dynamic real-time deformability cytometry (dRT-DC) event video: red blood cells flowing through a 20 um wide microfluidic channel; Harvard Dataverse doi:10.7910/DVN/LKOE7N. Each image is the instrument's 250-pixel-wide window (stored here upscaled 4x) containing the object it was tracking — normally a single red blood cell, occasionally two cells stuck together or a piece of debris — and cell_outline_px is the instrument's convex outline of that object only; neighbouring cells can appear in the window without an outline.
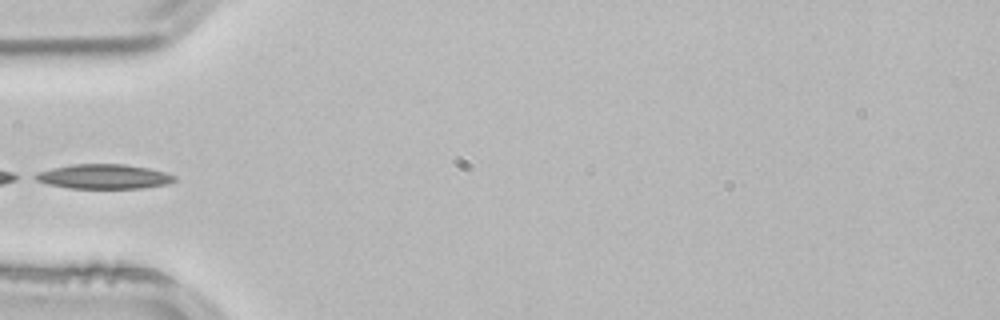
{"species": "common noctule bat (a hibernating species)", "species_latin": "Nyctalus noctula", "temperature_condition": "room temperature", "stored_images_in_passage": 3, "camera_frame_rate_fps": 3000, "um_per_image_px": 0.085, "animal": {"sex": "male", "body_mass_g": 21.5, "forearm_length_mm": 52.0}, "frame": {"image": 1, "passage_image": 3, "time_ms": 0.667, "image_size_px": [1000, 320], "cell_outline_px": [[176, 180], [168, 184], [140, 188], [68, 188], [48, 184], [36, 180], [28, 176], [36, 172], [52, 168], [72, 164], [124, 164], [148, 168], [164, 172], [176, 176]], "centroid_in_image_um": [8.76, 15.0], "position_along_channel_um": 76.2, "area_um2": 20.06}}